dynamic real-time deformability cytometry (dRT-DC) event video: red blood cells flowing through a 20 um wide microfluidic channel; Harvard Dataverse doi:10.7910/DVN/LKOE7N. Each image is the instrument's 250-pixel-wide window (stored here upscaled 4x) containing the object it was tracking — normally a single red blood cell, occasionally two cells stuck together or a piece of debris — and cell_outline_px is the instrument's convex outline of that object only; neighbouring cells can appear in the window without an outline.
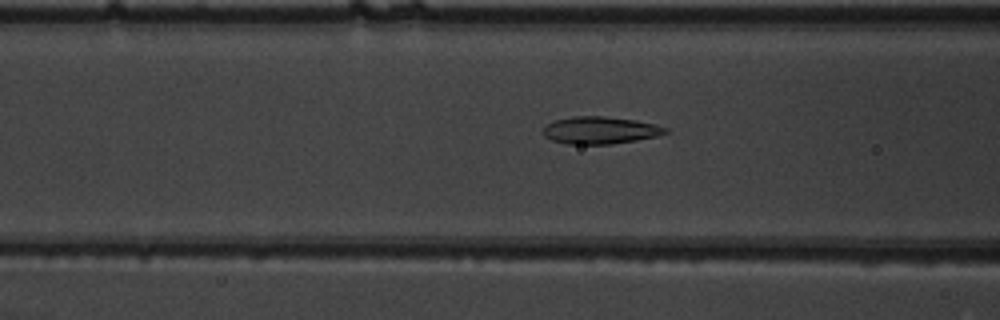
{"species": "common noctule bat (a hibernating species)", "species_latin": "Nyctalus noctula", "temperature_condition": "warm", "stored_images_in_passage": 49, "camera_frame_rate_fps": 3000, "um_per_image_px": 0.085, "animal": {"sex": "male", "body_mass_g": 19.5, "forearm_length_mm": 54.6}, "frame": {"image": 1, "passage_image": 18, "time_ms": 5.667, "image_size_px": [1000, 320], "cell_outline_px": [[668, 132], [656, 136], [636, 140], [612, 144], [568, 144], [552, 140], [544, 136], [544, 128], [548, 124], [556, 120], [572, 116], [604, 116], [636, 120], [656, 124], [668, 128]], "centroid_in_image_um": [51.04, 11.07], "position_along_channel_um": 115.6, "area_um2": 19.36}}
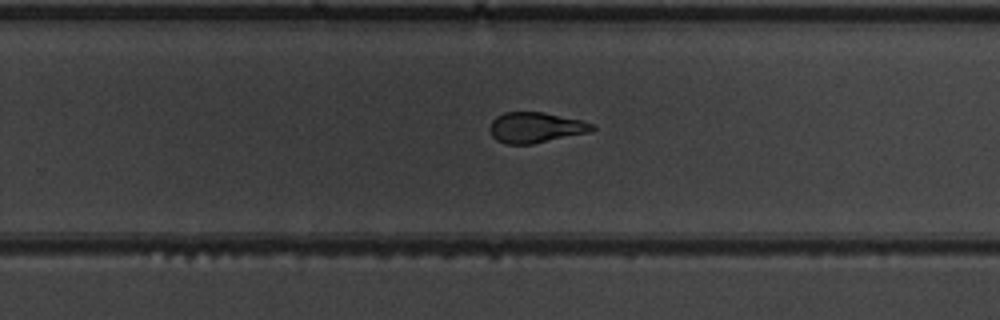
{"frame": {"image": 2, "passage_image": 31, "time_ms": 10.0, "image_size_px": [1000, 320], "cell_outline_px": [[596, 128], [588, 132], [532, 144], [504, 144], [496, 140], [492, 136], [488, 128], [492, 120], [496, 116], [504, 112], [544, 112], [580, 120], [596, 124]], "centroid_in_image_um": [45.49, 10.83], "position_along_channel_um": 284.3, "area_um2": 18.26}}
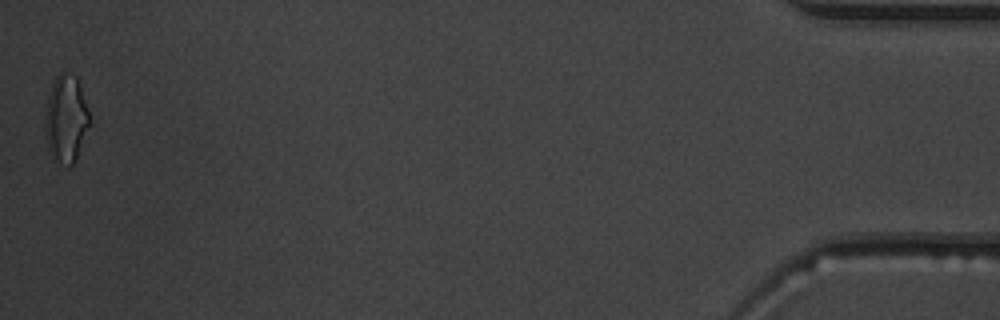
{"frame": {"image": 3, "passage_image": 49, "time_ms": 16.0, "image_size_px": [1000, 320], "cell_outline_px": [[92, 124], [76, 160], [68, 168], [48, 152], [44, 136], [44, 116], [48, 96], [52, 84], [56, 76], [60, 72], [64, 72], [76, 76]], "centroid_in_image_um": [5.6, 10.15], "position_along_channel_um": 429.6, "area_um2": 23.0}, "authors_computed_cell_mechanics": {"area_um2": 19.4786, "velocity_mm_per_s": 3.9075, "shape_relaxation_time_tau1_ms": 10.5607, "shape_relaxation_time_tau2_ms": 1.5729, "deformation_change_tau1": 0.2486, "deformation_change_tau2": 0.086}}